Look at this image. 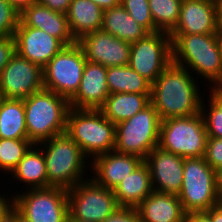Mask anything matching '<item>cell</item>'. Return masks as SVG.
Instances as JSON below:
<instances>
[{"instance_id":"cell-1","label":"cell","mask_w":222,"mask_h":222,"mask_svg":"<svg viewBox=\"0 0 222 222\" xmlns=\"http://www.w3.org/2000/svg\"><path fill=\"white\" fill-rule=\"evenodd\" d=\"M188 71L171 62L152 84L150 102L161 121L200 113L199 86Z\"/></svg>"},{"instance_id":"cell-2","label":"cell","mask_w":222,"mask_h":222,"mask_svg":"<svg viewBox=\"0 0 222 222\" xmlns=\"http://www.w3.org/2000/svg\"><path fill=\"white\" fill-rule=\"evenodd\" d=\"M172 62L208 79L212 88L222 79V54L217 34H169Z\"/></svg>"},{"instance_id":"cell-3","label":"cell","mask_w":222,"mask_h":222,"mask_svg":"<svg viewBox=\"0 0 222 222\" xmlns=\"http://www.w3.org/2000/svg\"><path fill=\"white\" fill-rule=\"evenodd\" d=\"M28 140L37 145L66 131L68 99L41 89L23 100Z\"/></svg>"},{"instance_id":"cell-4","label":"cell","mask_w":222,"mask_h":222,"mask_svg":"<svg viewBox=\"0 0 222 222\" xmlns=\"http://www.w3.org/2000/svg\"><path fill=\"white\" fill-rule=\"evenodd\" d=\"M37 145L42 149L45 158L48 187L69 190L77 183L86 180L83 178V174L87 172L85 165L88 159L66 132L55 135Z\"/></svg>"},{"instance_id":"cell-5","label":"cell","mask_w":222,"mask_h":222,"mask_svg":"<svg viewBox=\"0 0 222 222\" xmlns=\"http://www.w3.org/2000/svg\"><path fill=\"white\" fill-rule=\"evenodd\" d=\"M65 132L88 159L114 151L115 124L100 110L70 108Z\"/></svg>"},{"instance_id":"cell-6","label":"cell","mask_w":222,"mask_h":222,"mask_svg":"<svg viewBox=\"0 0 222 222\" xmlns=\"http://www.w3.org/2000/svg\"><path fill=\"white\" fill-rule=\"evenodd\" d=\"M207 131L200 113L161 121L158 147L183 158L204 157Z\"/></svg>"},{"instance_id":"cell-7","label":"cell","mask_w":222,"mask_h":222,"mask_svg":"<svg viewBox=\"0 0 222 222\" xmlns=\"http://www.w3.org/2000/svg\"><path fill=\"white\" fill-rule=\"evenodd\" d=\"M160 124L158 113L150 103L132 118L115 125L114 150L145 160L158 147Z\"/></svg>"},{"instance_id":"cell-8","label":"cell","mask_w":222,"mask_h":222,"mask_svg":"<svg viewBox=\"0 0 222 222\" xmlns=\"http://www.w3.org/2000/svg\"><path fill=\"white\" fill-rule=\"evenodd\" d=\"M178 197L185 213L205 212L221 202L216 191L215 170L205 157L184 158Z\"/></svg>"},{"instance_id":"cell-9","label":"cell","mask_w":222,"mask_h":222,"mask_svg":"<svg viewBox=\"0 0 222 222\" xmlns=\"http://www.w3.org/2000/svg\"><path fill=\"white\" fill-rule=\"evenodd\" d=\"M86 179L68 190L69 216L74 220L102 222L120 206L113 189L98 185L92 178Z\"/></svg>"},{"instance_id":"cell-10","label":"cell","mask_w":222,"mask_h":222,"mask_svg":"<svg viewBox=\"0 0 222 222\" xmlns=\"http://www.w3.org/2000/svg\"><path fill=\"white\" fill-rule=\"evenodd\" d=\"M86 61L77 43L65 46L43 68L44 88L70 100L79 88Z\"/></svg>"},{"instance_id":"cell-11","label":"cell","mask_w":222,"mask_h":222,"mask_svg":"<svg viewBox=\"0 0 222 222\" xmlns=\"http://www.w3.org/2000/svg\"><path fill=\"white\" fill-rule=\"evenodd\" d=\"M14 209L30 222H65L68 190L51 186L28 189L14 197Z\"/></svg>"},{"instance_id":"cell-12","label":"cell","mask_w":222,"mask_h":222,"mask_svg":"<svg viewBox=\"0 0 222 222\" xmlns=\"http://www.w3.org/2000/svg\"><path fill=\"white\" fill-rule=\"evenodd\" d=\"M172 48L169 33H149L131 44L129 66L151 84L171 64Z\"/></svg>"},{"instance_id":"cell-13","label":"cell","mask_w":222,"mask_h":222,"mask_svg":"<svg viewBox=\"0 0 222 222\" xmlns=\"http://www.w3.org/2000/svg\"><path fill=\"white\" fill-rule=\"evenodd\" d=\"M43 88V69L16 52L0 75L2 98L24 100Z\"/></svg>"},{"instance_id":"cell-14","label":"cell","mask_w":222,"mask_h":222,"mask_svg":"<svg viewBox=\"0 0 222 222\" xmlns=\"http://www.w3.org/2000/svg\"><path fill=\"white\" fill-rule=\"evenodd\" d=\"M76 43L81 47L88 61L105 67L129 64L131 44L110 33L97 30L84 35Z\"/></svg>"},{"instance_id":"cell-15","label":"cell","mask_w":222,"mask_h":222,"mask_svg":"<svg viewBox=\"0 0 222 222\" xmlns=\"http://www.w3.org/2000/svg\"><path fill=\"white\" fill-rule=\"evenodd\" d=\"M144 161L150 169L153 191L178 196L183 183L184 158L156 147Z\"/></svg>"},{"instance_id":"cell-16","label":"cell","mask_w":222,"mask_h":222,"mask_svg":"<svg viewBox=\"0 0 222 222\" xmlns=\"http://www.w3.org/2000/svg\"><path fill=\"white\" fill-rule=\"evenodd\" d=\"M16 52L42 69L65 45L45 31L24 26L21 22L14 34Z\"/></svg>"},{"instance_id":"cell-17","label":"cell","mask_w":222,"mask_h":222,"mask_svg":"<svg viewBox=\"0 0 222 222\" xmlns=\"http://www.w3.org/2000/svg\"><path fill=\"white\" fill-rule=\"evenodd\" d=\"M218 5L206 0H182L179 21L169 34H217Z\"/></svg>"},{"instance_id":"cell-18","label":"cell","mask_w":222,"mask_h":222,"mask_svg":"<svg viewBox=\"0 0 222 222\" xmlns=\"http://www.w3.org/2000/svg\"><path fill=\"white\" fill-rule=\"evenodd\" d=\"M106 77L107 67L87 60L79 88L69 100L70 108L99 110L110 94Z\"/></svg>"},{"instance_id":"cell-19","label":"cell","mask_w":222,"mask_h":222,"mask_svg":"<svg viewBox=\"0 0 222 222\" xmlns=\"http://www.w3.org/2000/svg\"><path fill=\"white\" fill-rule=\"evenodd\" d=\"M144 160L138 156L114 151L96 156L90 167L95 173L92 178L98 185L114 189L127 175L131 174Z\"/></svg>"},{"instance_id":"cell-20","label":"cell","mask_w":222,"mask_h":222,"mask_svg":"<svg viewBox=\"0 0 222 222\" xmlns=\"http://www.w3.org/2000/svg\"><path fill=\"white\" fill-rule=\"evenodd\" d=\"M20 22L24 26L35 27L59 39L65 46L76 43L70 33L65 13L53 11L36 2L20 13Z\"/></svg>"},{"instance_id":"cell-21","label":"cell","mask_w":222,"mask_h":222,"mask_svg":"<svg viewBox=\"0 0 222 222\" xmlns=\"http://www.w3.org/2000/svg\"><path fill=\"white\" fill-rule=\"evenodd\" d=\"M141 222H185L179 197L152 191L137 207Z\"/></svg>"},{"instance_id":"cell-22","label":"cell","mask_w":222,"mask_h":222,"mask_svg":"<svg viewBox=\"0 0 222 222\" xmlns=\"http://www.w3.org/2000/svg\"><path fill=\"white\" fill-rule=\"evenodd\" d=\"M113 191L120 207L136 208L153 191L147 163L143 161Z\"/></svg>"},{"instance_id":"cell-23","label":"cell","mask_w":222,"mask_h":222,"mask_svg":"<svg viewBox=\"0 0 222 222\" xmlns=\"http://www.w3.org/2000/svg\"><path fill=\"white\" fill-rule=\"evenodd\" d=\"M104 11L91 0H72L66 13L68 27L75 41L101 30Z\"/></svg>"},{"instance_id":"cell-24","label":"cell","mask_w":222,"mask_h":222,"mask_svg":"<svg viewBox=\"0 0 222 222\" xmlns=\"http://www.w3.org/2000/svg\"><path fill=\"white\" fill-rule=\"evenodd\" d=\"M101 30L129 44H133L149 34L121 4L104 11Z\"/></svg>"},{"instance_id":"cell-25","label":"cell","mask_w":222,"mask_h":222,"mask_svg":"<svg viewBox=\"0 0 222 222\" xmlns=\"http://www.w3.org/2000/svg\"><path fill=\"white\" fill-rule=\"evenodd\" d=\"M151 94L111 93L99 109L115 125L132 118L148 106Z\"/></svg>"},{"instance_id":"cell-26","label":"cell","mask_w":222,"mask_h":222,"mask_svg":"<svg viewBox=\"0 0 222 222\" xmlns=\"http://www.w3.org/2000/svg\"><path fill=\"white\" fill-rule=\"evenodd\" d=\"M38 147L34 144L11 172L18 181L30 184L27 189L48 187L45 158L42 149Z\"/></svg>"},{"instance_id":"cell-27","label":"cell","mask_w":222,"mask_h":222,"mask_svg":"<svg viewBox=\"0 0 222 222\" xmlns=\"http://www.w3.org/2000/svg\"><path fill=\"white\" fill-rule=\"evenodd\" d=\"M0 138L28 139L23 100H0Z\"/></svg>"},{"instance_id":"cell-28","label":"cell","mask_w":222,"mask_h":222,"mask_svg":"<svg viewBox=\"0 0 222 222\" xmlns=\"http://www.w3.org/2000/svg\"><path fill=\"white\" fill-rule=\"evenodd\" d=\"M109 93L151 94L152 84L129 65L107 67Z\"/></svg>"},{"instance_id":"cell-29","label":"cell","mask_w":222,"mask_h":222,"mask_svg":"<svg viewBox=\"0 0 222 222\" xmlns=\"http://www.w3.org/2000/svg\"><path fill=\"white\" fill-rule=\"evenodd\" d=\"M182 0H148L150 13L159 31L170 33L178 24Z\"/></svg>"},{"instance_id":"cell-30","label":"cell","mask_w":222,"mask_h":222,"mask_svg":"<svg viewBox=\"0 0 222 222\" xmlns=\"http://www.w3.org/2000/svg\"><path fill=\"white\" fill-rule=\"evenodd\" d=\"M33 145L28 139L0 138V170L11 173Z\"/></svg>"},{"instance_id":"cell-31","label":"cell","mask_w":222,"mask_h":222,"mask_svg":"<svg viewBox=\"0 0 222 222\" xmlns=\"http://www.w3.org/2000/svg\"><path fill=\"white\" fill-rule=\"evenodd\" d=\"M210 92V105L207 106L209 108L205 110V106L203 102H201L200 112L204 119L207 136L222 138V98L212 90Z\"/></svg>"},{"instance_id":"cell-32","label":"cell","mask_w":222,"mask_h":222,"mask_svg":"<svg viewBox=\"0 0 222 222\" xmlns=\"http://www.w3.org/2000/svg\"><path fill=\"white\" fill-rule=\"evenodd\" d=\"M127 13L149 33L159 32L153 23L148 0H120Z\"/></svg>"},{"instance_id":"cell-33","label":"cell","mask_w":222,"mask_h":222,"mask_svg":"<svg viewBox=\"0 0 222 222\" xmlns=\"http://www.w3.org/2000/svg\"><path fill=\"white\" fill-rule=\"evenodd\" d=\"M20 13L8 2L0 0V36H14Z\"/></svg>"},{"instance_id":"cell-34","label":"cell","mask_w":222,"mask_h":222,"mask_svg":"<svg viewBox=\"0 0 222 222\" xmlns=\"http://www.w3.org/2000/svg\"><path fill=\"white\" fill-rule=\"evenodd\" d=\"M204 157L215 171L222 168V138L207 137Z\"/></svg>"},{"instance_id":"cell-35","label":"cell","mask_w":222,"mask_h":222,"mask_svg":"<svg viewBox=\"0 0 222 222\" xmlns=\"http://www.w3.org/2000/svg\"><path fill=\"white\" fill-rule=\"evenodd\" d=\"M15 53L16 42L14 36H0V75Z\"/></svg>"},{"instance_id":"cell-36","label":"cell","mask_w":222,"mask_h":222,"mask_svg":"<svg viewBox=\"0 0 222 222\" xmlns=\"http://www.w3.org/2000/svg\"><path fill=\"white\" fill-rule=\"evenodd\" d=\"M102 222H141L136 208L120 207Z\"/></svg>"},{"instance_id":"cell-37","label":"cell","mask_w":222,"mask_h":222,"mask_svg":"<svg viewBox=\"0 0 222 222\" xmlns=\"http://www.w3.org/2000/svg\"><path fill=\"white\" fill-rule=\"evenodd\" d=\"M11 198L10 201L8 197L0 195V222H9V216L14 210V195Z\"/></svg>"},{"instance_id":"cell-38","label":"cell","mask_w":222,"mask_h":222,"mask_svg":"<svg viewBox=\"0 0 222 222\" xmlns=\"http://www.w3.org/2000/svg\"><path fill=\"white\" fill-rule=\"evenodd\" d=\"M71 1L72 0H37L38 3L46 6L49 9L65 14L69 9Z\"/></svg>"},{"instance_id":"cell-39","label":"cell","mask_w":222,"mask_h":222,"mask_svg":"<svg viewBox=\"0 0 222 222\" xmlns=\"http://www.w3.org/2000/svg\"><path fill=\"white\" fill-rule=\"evenodd\" d=\"M185 222H212L205 212H189L185 215Z\"/></svg>"},{"instance_id":"cell-40","label":"cell","mask_w":222,"mask_h":222,"mask_svg":"<svg viewBox=\"0 0 222 222\" xmlns=\"http://www.w3.org/2000/svg\"><path fill=\"white\" fill-rule=\"evenodd\" d=\"M205 213L211 218L212 222H222V201L205 211Z\"/></svg>"},{"instance_id":"cell-41","label":"cell","mask_w":222,"mask_h":222,"mask_svg":"<svg viewBox=\"0 0 222 222\" xmlns=\"http://www.w3.org/2000/svg\"><path fill=\"white\" fill-rule=\"evenodd\" d=\"M8 2L21 13L27 6L36 3L37 0H8Z\"/></svg>"},{"instance_id":"cell-42","label":"cell","mask_w":222,"mask_h":222,"mask_svg":"<svg viewBox=\"0 0 222 222\" xmlns=\"http://www.w3.org/2000/svg\"><path fill=\"white\" fill-rule=\"evenodd\" d=\"M91 1H93L97 6H99L103 11L118 6L120 4V0H91Z\"/></svg>"},{"instance_id":"cell-43","label":"cell","mask_w":222,"mask_h":222,"mask_svg":"<svg viewBox=\"0 0 222 222\" xmlns=\"http://www.w3.org/2000/svg\"><path fill=\"white\" fill-rule=\"evenodd\" d=\"M216 191L219 199L222 201V168L215 171Z\"/></svg>"},{"instance_id":"cell-44","label":"cell","mask_w":222,"mask_h":222,"mask_svg":"<svg viewBox=\"0 0 222 222\" xmlns=\"http://www.w3.org/2000/svg\"><path fill=\"white\" fill-rule=\"evenodd\" d=\"M9 222H30L19 214L15 209L11 212L9 216Z\"/></svg>"},{"instance_id":"cell-45","label":"cell","mask_w":222,"mask_h":222,"mask_svg":"<svg viewBox=\"0 0 222 222\" xmlns=\"http://www.w3.org/2000/svg\"><path fill=\"white\" fill-rule=\"evenodd\" d=\"M211 90L222 98V79Z\"/></svg>"},{"instance_id":"cell-46","label":"cell","mask_w":222,"mask_h":222,"mask_svg":"<svg viewBox=\"0 0 222 222\" xmlns=\"http://www.w3.org/2000/svg\"><path fill=\"white\" fill-rule=\"evenodd\" d=\"M217 5H218V27L222 28V0Z\"/></svg>"},{"instance_id":"cell-47","label":"cell","mask_w":222,"mask_h":222,"mask_svg":"<svg viewBox=\"0 0 222 222\" xmlns=\"http://www.w3.org/2000/svg\"><path fill=\"white\" fill-rule=\"evenodd\" d=\"M217 36H218V42H219V46H220L221 54H222V28H218Z\"/></svg>"},{"instance_id":"cell-48","label":"cell","mask_w":222,"mask_h":222,"mask_svg":"<svg viewBox=\"0 0 222 222\" xmlns=\"http://www.w3.org/2000/svg\"><path fill=\"white\" fill-rule=\"evenodd\" d=\"M65 222H90V221H81V220H74L70 216H68L65 220Z\"/></svg>"},{"instance_id":"cell-49","label":"cell","mask_w":222,"mask_h":222,"mask_svg":"<svg viewBox=\"0 0 222 222\" xmlns=\"http://www.w3.org/2000/svg\"><path fill=\"white\" fill-rule=\"evenodd\" d=\"M206 1H211V2H213V3L218 4L221 0H206Z\"/></svg>"}]
</instances>
